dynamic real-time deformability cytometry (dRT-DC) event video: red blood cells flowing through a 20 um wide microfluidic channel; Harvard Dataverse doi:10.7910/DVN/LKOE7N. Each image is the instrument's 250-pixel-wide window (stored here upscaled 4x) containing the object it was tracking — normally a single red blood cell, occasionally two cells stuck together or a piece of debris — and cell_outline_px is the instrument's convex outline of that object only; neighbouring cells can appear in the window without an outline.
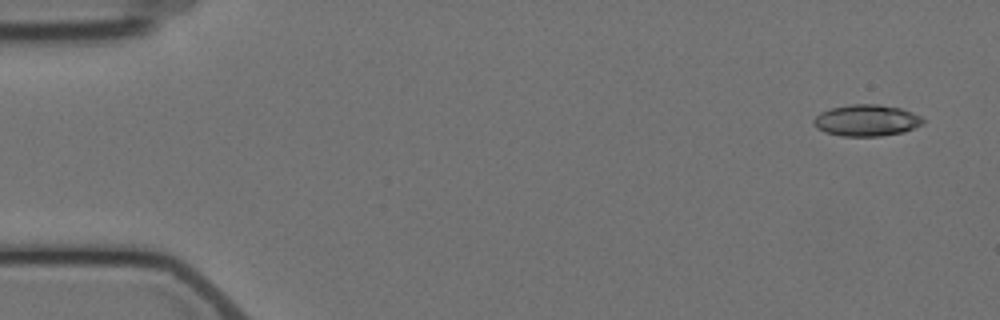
{"species": "Egyptian fruit bat (a non-hibernating species)", "species_latin": "Rousettus aegyptiacus", "temperature_condition": "cold", "stored_images_in_passage": 6, "camera_frame_rate_fps": 3000, "um_per_image_px": 0.085, "animal": {"sex": "female"}, "frame": {"image": 1, "passage_image": 1, "time_ms": 0.0, "image_size_px": [1000, 320], "cell_outline_px": [[924, 124], [904, 132], [880, 136], [840, 136], [824, 132], [816, 128], [812, 124], [812, 120], [820, 112], [832, 108], [852, 104], [880, 104], [900, 108], [912, 112], [920, 116], [924, 120]], "centroid_in_image_um": [73.64, 10.24], "position_along_channel_um": 11.4, "area_um2": 20.23}}
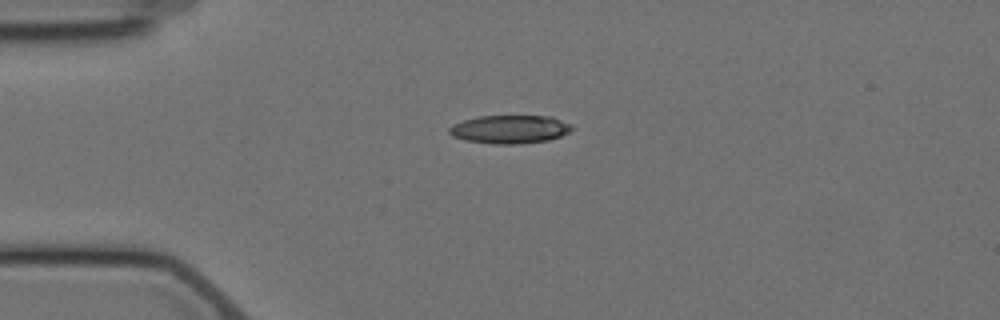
{"frame": {"image": 2, "passage_image": 4, "time_ms": 3.667, "image_size_px": [1000, 320], "cell_outline_px": [[572, 128], [568, 132], [560, 136], [548, 140], [520, 144], [492, 144], [464, 140], [452, 136], [448, 132], [448, 128], [452, 124], [464, 120], [480, 116], [552, 116], [572, 124]], "centroid_in_image_um": [43.31, 10.99], "position_along_channel_um": 41.7, "area_um2": 20.35}}
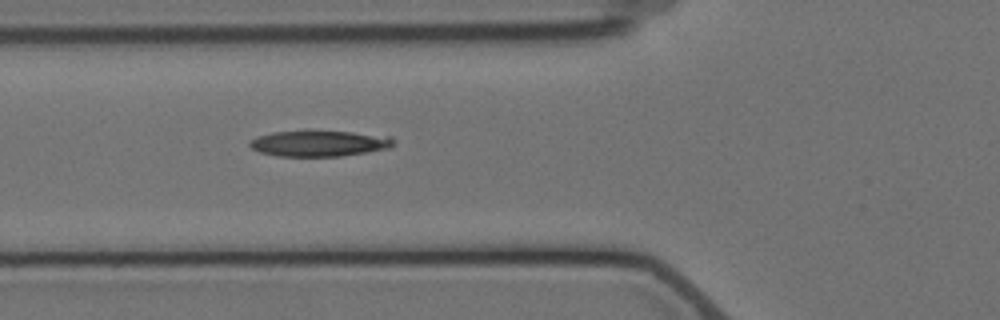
{"frame": {"image": 3, "passage_image": 6, "time_ms": 6.0, "image_size_px": [1000, 320], "cell_outline_px": [[396, 140], [392, 148], [340, 156], [280, 156], [260, 152], [252, 148], [248, 144], [256, 136], [272, 132], [352, 132], [392, 136]], "centroid_in_image_um": [27.2, 12.2], "position_along_channel_um": 98.6, "area_um2": 21.44}}